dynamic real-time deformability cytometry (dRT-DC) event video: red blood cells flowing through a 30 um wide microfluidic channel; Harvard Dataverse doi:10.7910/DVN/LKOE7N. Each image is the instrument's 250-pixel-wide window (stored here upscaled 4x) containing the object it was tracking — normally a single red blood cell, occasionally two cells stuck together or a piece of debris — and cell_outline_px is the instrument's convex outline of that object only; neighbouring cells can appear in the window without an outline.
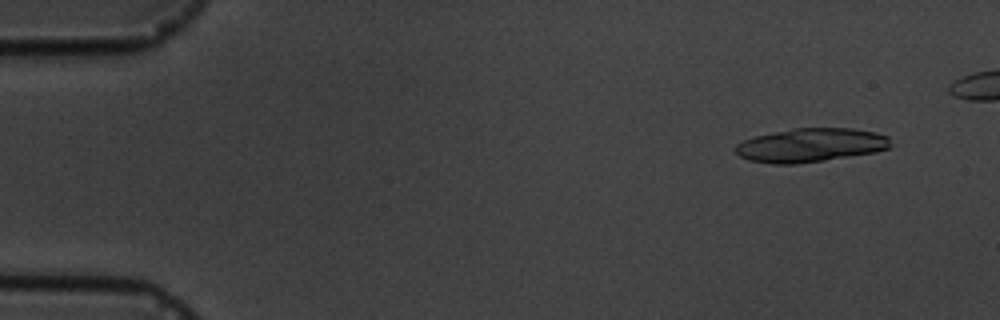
{"species": "common noctule bat (a hibernating species)", "species_latin": "Nyctalus noctula", "temperature_condition": "cold", "stored_images_in_passage": 15, "camera_frame_rate_fps": 3000, "um_per_image_px": 0.085, "animal": {"sex": "male", "body_mass_g": 19.5, "forearm_length_mm": 54.6}, "frame": {"image": 1, "passage_image": 1, "time_ms": 0.0, "image_size_px": [1000, 320], "cell_outline_px": [[888, 148], [876, 152], [824, 160], [796, 164], [772, 164], [748, 160], [740, 156], [736, 152], [736, 144], [752, 136], [792, 128], [852, 128], [876, 132], [888, 136]], "centroid_in_image_um": [68.86, 12.33], "position_along_channel_um": 16.1, "area_um2": 30.52}}
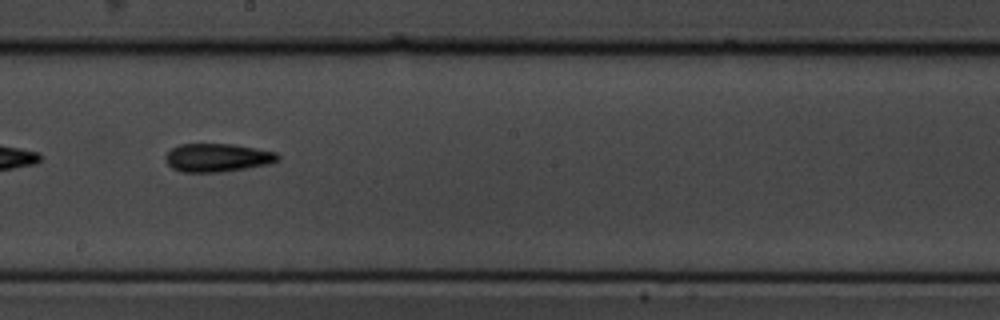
{"frame": {"image": 2, "passage_image": 9, "time_ms": 9.0, "image_size_px": [1000, 320], "cell_outline_px": [[280, 160], [268, 164], [220, 172], [180, 172], [172, 168], [164, 160], [164, 156], [172, 148], [180, 144], [232, 144], [256, 148], [276, 152], [280, 156]], "centroid_in_image_um": [18.46, 13.4], "position_along_channel_um": 229.7, "area_um2": 18.55}}
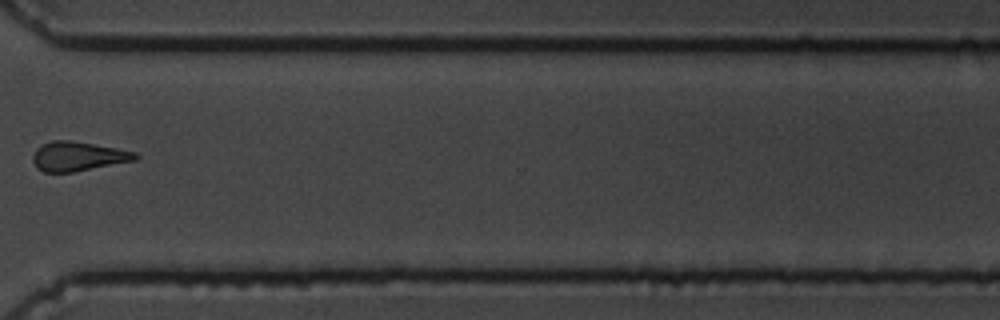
{"frame": {"image": 3, "passage_image": 12, "time_ms": 12.667, "image_size_px": [1000, 320], "cell_outline_px": [[140, 156], [136, 160], [72, 172], [44, 172], [36, 168], [32, 160], [32, 156], [36, 148], [40, 144], [52, 140], [72, 140], [116, 148], [136, 152]], "centroid_in_image_um": [6.59, 13.28], "position_along_channel_um": 364.0, "area_um2": 17.63}}